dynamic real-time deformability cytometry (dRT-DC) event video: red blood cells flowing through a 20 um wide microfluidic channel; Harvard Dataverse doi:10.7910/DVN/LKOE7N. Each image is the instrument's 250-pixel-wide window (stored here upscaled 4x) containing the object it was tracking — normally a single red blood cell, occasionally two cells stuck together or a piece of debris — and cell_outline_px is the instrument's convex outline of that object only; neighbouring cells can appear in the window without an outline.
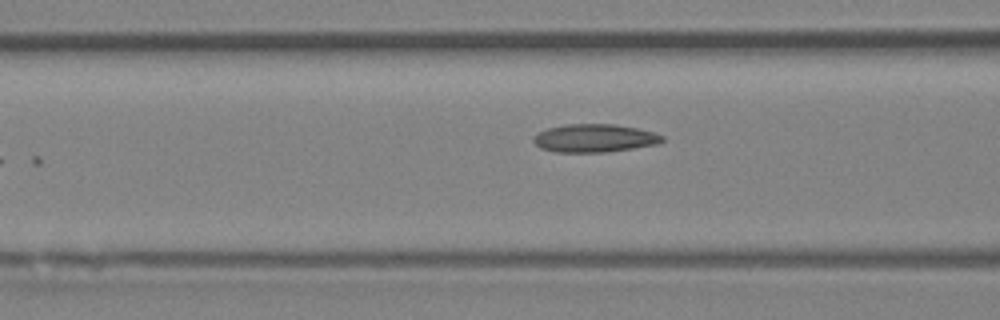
{"species": "Egyptian fruit bat (a non-hibernating species)", "species_latin": "Rousettus aegyptiacus", "temperature_condition": "room temperature", "stored_images_in_passage": 7, "camera_frame_rate_fps": 3000, "um_per_image_px": 0.085, "animal": {"sex": "female"}, "frame": {"image": 1, "passage_image": 6, "time_ms": 7.0, "image_size_px": [1000, 320], "cell_outline_px": [[664, 140], [660, 144], [608, 152], [556, 152], [540, 148], [532, 140], [532, 136], [536, 132], [548, 128], [564, 124], [616, 124], [636, 128], [652, 132], [664, 136]], "centroid_in_image_um": [50.51, 11.74], "position_along_channel_um": 116.1, "area_um2": 21.33}}
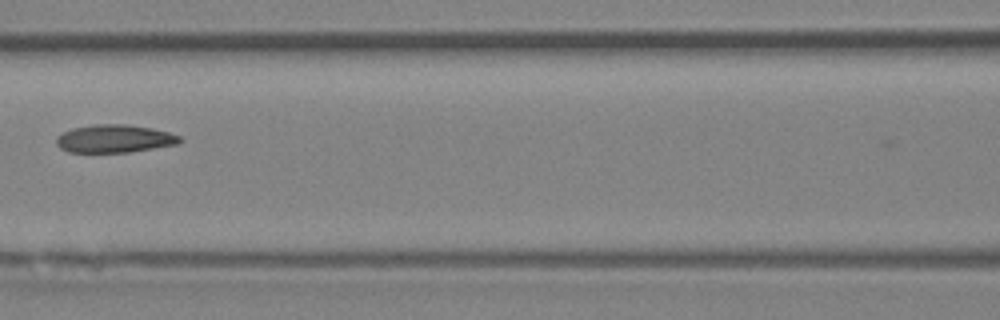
{"frame": {"image": 2, "passage_image": 7, "time_ms": 8.0, "image_size_px": [1000, 320], "cell_outline_px": [[184, 140], [180, 144], [128, 152], [68, 152], [60, 148], [56, 144], [56, 136], [72, 128], [92, 124], [124, 124], [152, 128], [168, 132], [180, 136]], "centroid_in_image_um": [9.74, 11.78], "position_along_channel_um": 156.9, "area_um2": 20.23}}